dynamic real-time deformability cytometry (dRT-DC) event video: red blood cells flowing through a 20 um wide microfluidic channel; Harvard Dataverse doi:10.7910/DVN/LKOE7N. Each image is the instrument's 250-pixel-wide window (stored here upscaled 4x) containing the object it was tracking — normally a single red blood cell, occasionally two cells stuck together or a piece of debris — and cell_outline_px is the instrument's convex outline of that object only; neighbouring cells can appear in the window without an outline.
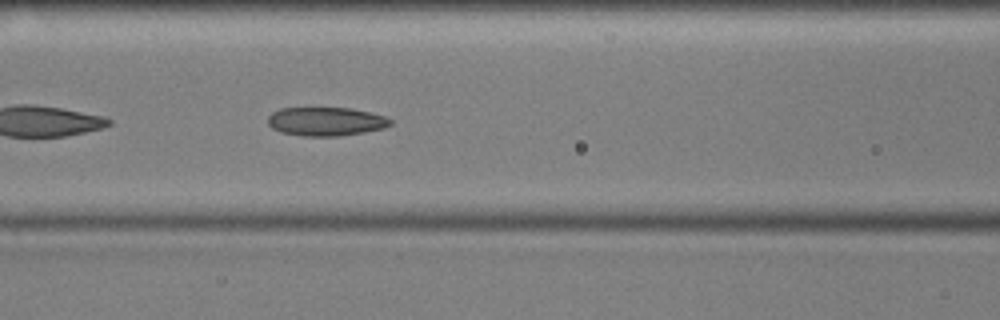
{"species": "common noctule bat (a hibernating species)", "species_latin": "Nyctalus noctula", "temperature_condition": "cold", "stored_images_in_passage": 41, "camera_frame_rate_fps": 3000, "um_per_image_px": 0.085, "animal": {"sex": "male", "body_mass_g": 17.9, "forearm_length_mm": 54.2}, "frame": {"image": 1, "passage_image": 8, "time_ms": 2.333, "image_size_px": [1000, 320], "cell_outline_px": [[392, 124], [384, 128], [364, 132], [340, 136], [304, 136], [280, 132], [272, 128], [268, 124], [268, 116], [272, 112], [280, 108], [348, 108], [368, 112], [384, 116], [392, 120]], "centroid_in_image_um": [27.68, 10.33], "position_along_channel_um": 138.9, "area_um2": 20.46}}
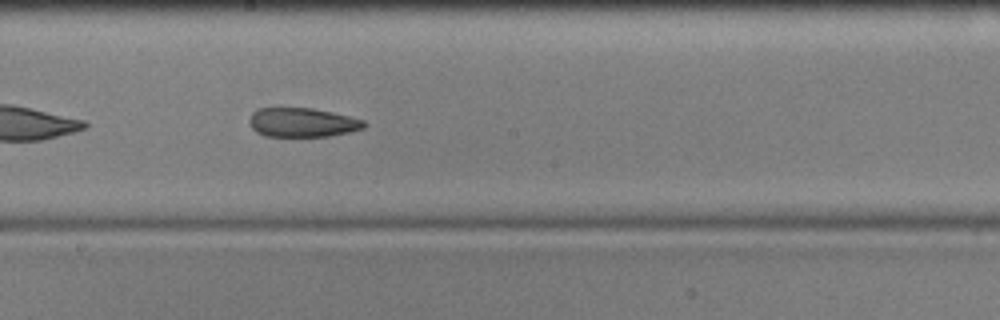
{"frame": {"image": 2, "passage_image": 15, "time_ms": 4.667, "image_size_px": [1000, 320], "cell_outline_px": [[368, 124], [364, 128], [348, 132], [328, 136], [264, 136], [256, 132], [252, 128], [248, 120], [252, 112], [260, 108], [312, 108], [332, 112], [364, 120]], "centroid_in_image_um": [25.69, 10.41], "position_along_channel_um": 222.5, "area_um2": 19.48}}
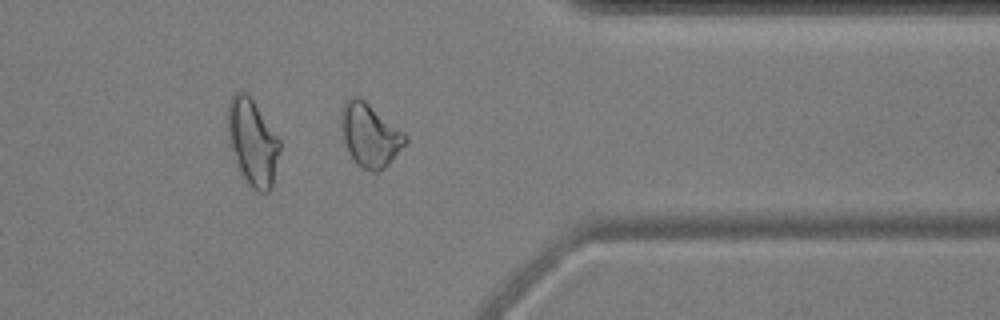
{"frame": {"image": 3, "passage_image": 29, "time_ms": 9.333, "image_size_px": [1000, 320], "cell_outline_px": [[408, 140], [388, 164], [384, 168], [376, 172], [372, 172], [360, 168], [356, 164], [344, 140], [340, 120], [340, 112], [348, 96], [356, 96], [364, 100], [404, 132], [408, 136]], "centroid_in_image_um": [31.43, 11.47], "position_along_channel_um": 380.0, "area_um2": 23.41}, "authors_computed_cell_mechanics": {"area_um2": 21.097, "velocity_mm_per_s": 3.5931, "shape_relaxation_time_tau1_ms": null, "shape_relaxation_time_tau2_ms": 5.4473, "deformation_change_tau1": null, "deformation_change_tau2": 0.1326}}